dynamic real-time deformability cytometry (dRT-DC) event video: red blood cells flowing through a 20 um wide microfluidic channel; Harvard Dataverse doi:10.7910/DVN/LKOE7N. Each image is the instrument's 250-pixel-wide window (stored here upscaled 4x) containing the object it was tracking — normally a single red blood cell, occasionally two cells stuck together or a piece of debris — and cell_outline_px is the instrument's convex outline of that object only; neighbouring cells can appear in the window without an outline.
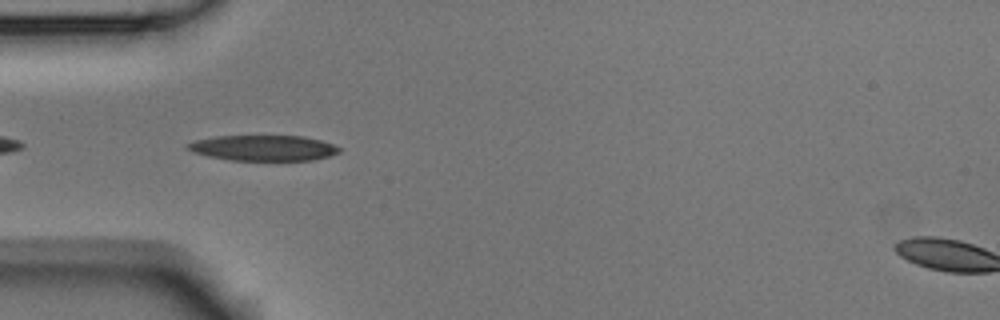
{"species": "Egyptian fruit bat (a non-hibernating species)", "species_latin": "Rousettus aegyptiacus", "temperature_condition": "room temperature", "stored_images_in_passage": 4, "camera_frame_rate_fps": 3000, "um_per_image_px": 0.085, "animal": {"sex": "male"}, "frame": {"image": 1, "passage_image": 3, "time_ms": 0.667, "image_size_px": [1000, 320], "cell_outline_px": [[340, 152], [328, 156], [312, 160], [232, 160], [208, 156], [196, 152], [188, 148], [184, 144], [196, 140], [216, 136], [304, 136], [320, 140], [332, 144], [340, 148]], "centroid_in_image_um": [22.4, 12.57], "position_along_channel_um": 62.6, "area_um2": 22.31}}
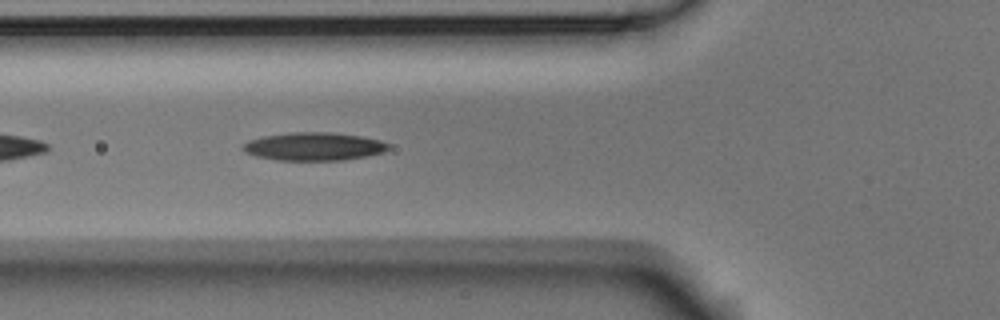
{"frame": {"image": 2, "passage_image": 4, "time_ms": 1.0, "image_size_px": [1000, 320], "cell_outline_px": [[388, 148], [384, 152], [368, 156], [344, 160], [276, 160], [256, 156], [244, 152], [240, 148], [248, 140], [264, 136], [288, 132], [332, 132], [364, 136], [380, 140], [388, 144]], "centroid_in_image_um": [26.67, 12.44], "position_along_channel_um": 99.1, "area_um2": 24.04}}